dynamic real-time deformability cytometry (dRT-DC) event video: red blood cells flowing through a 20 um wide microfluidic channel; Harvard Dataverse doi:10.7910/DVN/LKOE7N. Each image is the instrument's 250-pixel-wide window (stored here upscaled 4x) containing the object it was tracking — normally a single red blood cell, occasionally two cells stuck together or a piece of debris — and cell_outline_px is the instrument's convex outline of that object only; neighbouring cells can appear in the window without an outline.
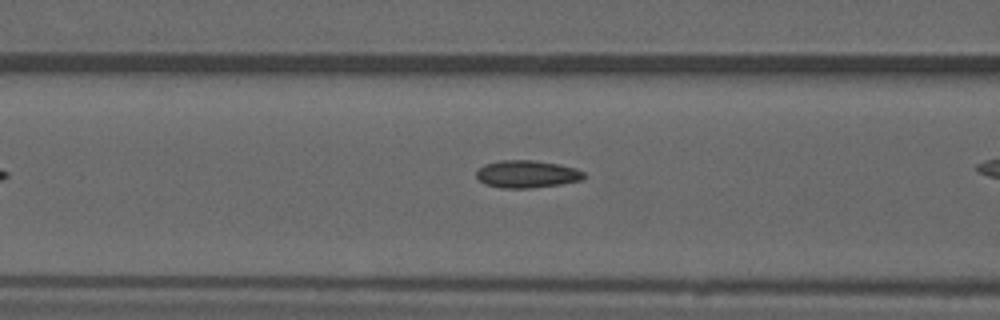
{"species": "common noctule bat (a hibernating species)", "species_latin": "Nyctalus noctula", "temperature_condition": "warm", "stored_images_in_passage": 30, "camera_frame_rate_fps": 3000, "um_per_image_px": 0.085, "animal": {"sex": "male", "forearm_length_mm": 52.5}, "frame": {"image": 1, "passage_image": 9, "time_ms": 2.667, "image_size_px": [1000, 320], "cell_outline_px": [[584, 180], [560, 184], [532, 188], [500, 188], [484, 184], [476, 176], [476, 172], [484, 164], [500, 160], [532, 160], [560, 164], [576, 168], [584, 172]], "centroid_in_image_um": [44.79, 14.8], "position_along_channel_um": 121.8, "area_um2": 17.34}}